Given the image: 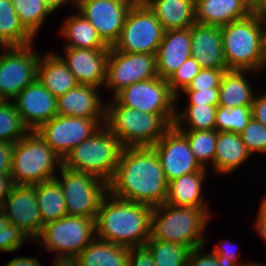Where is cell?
Segmentation results:
<instances>
[{
  "instance_id": "obj_5",
  "label": "cell",
  "mask_w": 266,
  "mask_h": 266,
  "mask_svg": "<svg viewBox=\"0 0 266 266\" xmlns=\"http://www.w3.org/2000/svg\"><path fill=\"white\" fill-rule=\"evenodd\" d=\"M220 29L228 70L266 71L264 26L254 12Z\"/></svg>"
},
{
  "instance_id": "obj_12",
  "label": "cell",
  "mask_w": 266,
  "mask_h": 266,
  "mask_svg": "<svg viewBox=\"0 0 266 266\" xmlns=\"http://www.w3.org/2000/svg\"><path fill=\"white\" fill-rule=\"evenodd\" d=\"M157 76L156 55L119 52L110 47L103 88L112 92L113 98L129 85Z\"/></svg>"
},
{
  "instance_id": "obj_21",
  "label": "cell",
  "mask_w": 266,
  "mask_h": 266,
  "mask_svg": "<svg viewBox=\"0 0 266 266\" xmlns=\"http://www.w3.org/2000/svg\"><path fill=\"white\" fill-rule=\"evenodd\" d=\"M191 57L201 68L227 69L220 26L201 23L191 26Z\"/></svg>"
},
{
  "instance_id": "obj_27",
  "label": "cell",
  "mask_w": 266,
  "mask_h": 266,
  "mask_svg": "<svg viewBox=\"0 0 266 266\" xmlns=\"http://www.w3.org/2000/svg\"><path fill=\"white\" fill-rule=\"evenodd\" d=\"M252 74L254 76L257 73L240 70L225 71L219 86L218 106L229 109L252 106L255 95L258 92V89L254 90L253 84L249 81L252 78Z\"/></svg>"
},
{
  "instance_id": "obj_22",
  "label": "cell",
  "mask_w": 266,
  "mask_h": 266,
  "mask_svg": "<svg viewBox=\"0 0 266 266\" xmlns=\"http://www.w3.org/2000/svg\"><path fill=\"white\" fill-rule=\"evenodd\" d=\"M191 57V27L164 31L156 62L160 78L169 79Z\"/></svg>"
},
{
  "instance_id": "obj_11",
  "label": "cell",
  "mask_w": 266,
  "mask_h": 266,
  "mask_svg": "<svg viewBox=\"0 0 266 266\" xmlns=\"http://www.w3.org/2000/svg\"><path fill=\"white\" fill-rule=\"evenodd\" d=\"M33 47L34 43L26 46L0 47V96L5 101H12L37 79V66L41 54Z\"/></svg>"
},
{
  "instance_id": "obj_18",
  "label": "cell",
  "mask_w": 266,
  "mask_h": 266,
  "mask_svg": "<svg viewBox=\"0 0 266 266\" xmlns=\"http://www.w3.org/2000/svg\"><path fill=\"white\" fill-rule=\"evenodd\" d=\"M110 49L63 47V53L54 52L72 72L78 84L103 88L106 80V62Z\"/></svg>"
},
{
  "instance_id": "obj_25",
  "label": "cell",
  "mask_w": 266,
  "mask_h": 266,
  "mask_svg": "<svg viewBox=\"0 0 266 266\" xmlns=\"http://www.w3.org/2000/svg\"><path fill=\"white\" fill-rule=\"evenodd\" d=\"M251 157L240 134L231 131L218 132L214 156L215 175L230 176L246 161L249 162Z\"/></svg>"
},
{
  "instance_id": "obj_44",
  "label": "cell",
  "mask_w": 266,
  "mask_h": 266,
  "mask_svg": "<svg viewBox=\"0 0 266 266\" xmlns=\"http://www.w3.org/2000/svg\"><path fill=\"white\" fill-rule=\"evenodd\" d=\"M182 95V96H181ZM186 97V105H214L219 104V87L209 88L208 90L182 91L176 96V103Z\"/></svg>"
},
{
  "instance_id": "obj_28",
  "label": "cell",
  "mask_w": 266,
  "mask_h": 266,
  "mask_svg": "<svg viewBox=\"0 0 266 266\" xmlns=\"http://www.w3.org/2000/svg\"><path fill=\"white\" fill-rule=\"evenodd\" d=\"M165 31L190 28L195 21V0H142Z\"/></svg>"
},
{
  "instance_id": "obj_10",
  "label": "cell",
  "mask_w": 266,
  "mask_h": 266,
  "mask_svg": "<svg viewBox=\"0 0 266 266\" xmlns=\"http://www.w3.org/2000/svg\"><path fill=\"white\" fill-rule=\"evenodd\" d=\"M58 173L55 179L65 197L67 215L96 218L101 201L108 193V184L94 175L64 166Z\"/></svg>"
},
{
  "instance_id": "obj_41",
  "label": "cell",
  "mask_w": 266,
  "mask_h": 266,
  "mask_svg": "<svg viewBox=\"0 0 266 266\" xmlns=\"http://www.w3.org/2000/svg\"><path fill=\"white\" fill-rule=\"evenodd\" d=\"M201 69L198 62L193 57H189L168 79L171 91L177 96L187 87Z\"/></svg>"
},
{
  "instance_id": "obj_26",
  "label": "cell",
  "mask_w": 266,
  "mask_h": 266,
  "mask_svg": "<svg viewBox=\"0 0 266 266\" xmlns=\"http://www.w3.org/2000/svg\"><path fill=\"white\" fill-rule=\"evenodd\" d=\"M37 79L56 98L78 85L75 76L53 50L41 54Z\"/></svg>"
},
{
  "instance_id": "obj_36",
  "label": "cell",
  "mask_w": 266,
  "mask_h": 266,
  "mask_svg": "<svg viewBox=\"0 0 266 266\" xmlns=\"http://www.w3.org/2000/svg\"><path fill=\"white\" fill-rule=\"evenodd\" d=\"M145 246L150 250L155 266H186L190 249L186 246L152 239Z\"/></svg>"
},
{
  "instance_id": "obj_55",
  "label": "cell",
  "mask_w": 266,
  "mask_h": 266,
  "mask_svg": "<svg viewBox=\"0 0 266 266\" xmlns=\"http://www.w3.org/2000/svg\"><path fill=\"white\" fill-rule=\"evenodd\" d=\"M263 26H264V58L266 61V25Z\"/></svg>"
},
{
  "instance_id": "obj_54",
  "label": "cell",
  "mask_w": 266,
  "mask_h": 266,
  "mask_svg": "<svg viewBox=\"0 0 266 266\" xmlns=\"http://www.w3.org/2000/svg\"><path fill=\"white\" fill-rule=\"evenodd\" d=\"M51 266H80L77 257H55Z\"/></svg>"
},
{
  "instance_id": "obj_13",
  "label": "cell",
  "mask_w": 266,
  "mask_h": 266,
  "mask_svg": "<svg viewBox=\"0 0 266 266\" xmlns=\"http://www.w3.org/2000/svg\"><path fill=\"white\" fill-rule=\"evenodd\" d=\"M102 125H105V119L57 114L36 131L63 160L74 147L89 139Z\"/></svg>"
},
{
  "instance_id": "obj_7",
  "label": "cell",
  "mask_w": 266,
  "mask_h": 266,
  "mask_svg": "<svg viewBox=\"0 0 266 266\" xmlns=\"http://www.w3.org/2000/svg\"><path fill=\"white\" fill-rule=\"evenodd\" d=\"M123 149V145L112 131L102 125L89 139L74 147L65 156L63 166L94 175L108 184L114 176Z\"/></svg>"
},
{
  "instance_id": "obj_8",
  "label": "cell",
  "mask_w": 266,
  "mask_h": 266,
  "mask_svg": "<svg viewBox=\"0 0 266 266\" xmlns=\"http://www.w3.org/2000/svg\"><path fill=\"white\" fill-rule=\"evenodd\" d=\"M95 238V218L67 215L44 224L32 243L54 251V257H77Z\"/></svg>"
},
{
  "instance_id": "obj_39",
  "label": "cell",
  "mask_w": 266,
  "mask_h": 266,
  "mask_svg": "<svg viewBox=\"0 0 266 266\" xmlns=\"http://www.w3.org/2000/svg\"><path fill=\"white\" fill-rule=\"evenodd\" d=\"M24 242L31 243L32 241L17 226L9 223L5 214L0 210V252L16 253Z\"/></svg>"
},
{
  "instance_id": "obj_15",
  "label": "cell",
  "mask_w": 266,
  "mask_h": 266,
  "mask_svg": "<svg viewBox=\"0 0 266 266\" xmlns=\"http://www.w3.org/2000/svg\"><path fill=\"white\" fill-rule=\"evenodd\" d=\"M137 0H77L75 9L109 46L118 40L128 11Z\"/></svg>"
},
{
  "instance_id": "obj_34",
  "label": "cell",
  "mask_w": 266,
  "mask_h": 266,
  "mask_svg": "<svg viewBox=\"0 0 266 266\" xmlns=\"http://www.w3.org/2000/svg\"><path fill=\"white\" fill-rule=\"evenodd\" d=\"M180 131L186 136L190 149L199 164L205 169L211 168L214 173V156L216 153L218 131L216 129Z\"/></svg>"
},
{
  "instance_id": "obj_1",
  "label": "cell",
  "mask_w": 266,
  "mask_h": 266,
  "mask_svg": "<svg viewBox=\"0 0 266 266\" xmlns=\"http://www.w3.org/2000/svg\"><path fill=\"white\" fill-rule=\"evenodd\" d=\"M167 186L153 147H126L108 183V192L116 198L154 208L165 202Z\"/></svg>"
},
{
  "instance_id": "obj_4",
  "label": "cell",
  "mask_w": 266,
  "mask_h": 266,
  "mask_svg": "<svg viewBox=\"0 0 266 266\" xmlns=\"http://www.w3.org/2000/svg\"><path fill=\"white\" fill-rule=\"evenodd\" d=\"M212 217L203 209L163 203L153 208L151 238L188 247L206 244V228Z\"/></svg>"
},
{
  "instance_id": "obj_3",
  "label": "cell",
  "mask_w": 266,
  "mask_h": 266,
  "mask_svg": "<svg viewBox=\"0 0 266 266\" xmlns=\"http://www.w3.org/2000/svg\"><path fill=\"white\" fill-rule=\"evenodd\" d=\"M176 113H147L106 101L105 125L126 147H152L174 124Z\"/></svg>"
},
{
  "instance_id": "obj_42",
  "label": "cell",
  "mask_w": 266,
  "mask_h": 266,
  "mask_svg": "<svg viewBox=\"0 0 266 266\" xmlns=\"http://www.w3.org/2000/svg\"><path fill=\"white\" fill-rule=\"evenodd\" d=\"M227 70L202 68L183 91L208 90L219 87L222 76Z\"/></svg>"
},
{
  "instance_id": "obj_57",
  "label": "cell",
  "mask_w": 266,
  "mask_h": 266,
  "mask_svg": "<svg viewBox=\"0 0 266 266\" xmlns=\"http://www.w3.org/2000/svg\"><path fill=\"white\" fill-rule=\"evenodd\" d=\"M253 6L257 3V0H248Z\"/></svg>"
},
{
  "instance_id": "obj_48",
  "label": "cell",
  "mask_w": 266,
  "mask_h": 266,
  "mask_svg": "<svg viewBox=\"0 0 266 266\" xmlns=\"http://www.w3.org/2000/svg\"><path fill=\"white\" fill-rule=\"evenodd\" d=\"M252 117L266 126V91L255 95L252 103Z\"/></svg>"
},
{
  "instance_id": "obj_20",
  "label": "cell",
  "mask_w": 266,
  "mask_h": 266,
  "mask_svg": "<svg viewBox=\"0 0 266 266\" xmlns=\"http://www.w3.org/2000/svg\"><path fill=\"white\" fill-rule=\"evenodd\" d=\"M101 89L91 85L78 84L68 90L57 98L58 115L105 119L106 101L101 97Z\"/></svg>"
},
{
  "instance_id": "obj_46",
  "label": "cell",
  "mask_w": 266,
  "mask_h": 266,
  "mask_svg": "<svg viewBox=\"0 0 266 266\" xmlns=\"http://www.w3.org/2000/svg\"><path fill=\"white\" fill-rule=\"evenodd\" d=\"M128 266H155L150 250L145 245L129 248Z\"/></svg>"
},
{
  "instance_id": "obj_33",
  "label": "cell",
  "mask_w": 266,
  "mask_h": 266,
  "mask_svg": "<svg viewBox=\"0 0 266 266\" xmlns=\"http://www.w3.org/2000/svg\"><path fill=\"white\" fill-rule=\"evenodd\" d=\"M180 107L179 103H176V115L173 125L178 130H215L218 106L206 104L185 105L184 107L180 105Z\"/></svg>"
},
{
  "instance_id": "obj_58",
  "label": "cell",
  "mask_w": 266,
  "mask_h": 266,
  "mask_svg": "<svg viewBox=\"0 0 266 266\" xmlns=\"http://www.w3.org/2000/svg\"><path fill=\"white\" fill-rule=\"evenodd\" d=\"M5 102V99L3 97L0 96V105Z\"/></svg>"
},
{
  "instance_id": "obj_47",
  "label": "cell",
  "mask_w": 266,
  "mask_h": 266,
  "mask_svg": "<svg viewBox=\"0 0 266 266\" xmlns=\"http://www.w3.org/2000/svg\"><path fill=\"white\" fill-rule=\"evenodd\" d=\"M14 143L0 141V174H10Z\"/></svg>"
},
{
  "instance_id": "obj_37",
  "label": "cell",
  "mask_w": 266,
  "mask_h": 266,
  "mask_svg": "<svg viewBox=\"0 0 266 266\" xmlns=\"http://www.w3.org/2000/svg\"><path fill=\"white\" fill-rule=\"evenodd\" d=\"M29 131L13 102H3L0 105V141L15 143Z\"/></svg>"
},
{
  "instance_id": "obj_51",
  "label": "cell",
  "mask_w": 266,
  "mask_h": 266,
  "mask_svg": "<svg viewBox=\"0 0 266 266\" xmlns=\"http://www.w3.org/2000/svg\"><path fill=\"white\" fill-rule=\"evenodd\" d=\"M14 181L10 174H0V207L14 187Z\"/></svg>"
},
{
  "instance_id": "obj_38",
  "label": "cell",
  "mask_w": 266,
  "mask_h": 266,
  "mask_svg": "<svg viewBox=\"0 0 266 266\" xmlns=\"http://www.w3.org/2000/svg\"><path fill=\"white\" fill-rule=\"evenodd\" d=\"M252 118V106L223 108L216 111L215 129L218 132L231 131L240 134Z\"/></svg>"
},
{
  "instance_id": "obj_24",
  "label": "cell",
  "mask_w": 266,
  "mask_h": 266,
  "mask_svg": "<svg viewBox=\"0 0 266 266\" xmlns=\"http://www.w3.org/2000/svg\"><path fill=\"white\" fill-rule=\"evenodd\" d=\"M253 13L248 0H195V21L205 25H227Z\"/></svg>"
},
{
  "instance_id": "obj_9",
  "label": "cell",
  "mask_w": 266,
  "mask_h": 266,
  "mask_svg": "<svg viewBox=\"0 0 266 266\" xmlns=\"http://www.w3.org/2000/svg\"><path fill=\"white\" fill-rule=\"evenodd\" d=\"M164 31L149 7L137 0L128 11L124 27L112 48L119 52L156 55Z\"/></svg>"
},
{
  "instance_id": "obj_16",
  "label": "cell",
  "mask_w": 266,
  "mask_h": 266,
  "mask_svg": "<svg viewBox=\"0 0 266 266\" xmlns=\"http://www.w3.org/2000/svg\"><path fill=\"white\" fill-rule=\"evenodd\" d=\"M152 147L168 182L185 174L208 170L199 164L186 136L174 125Z\"/></svg>"
},
{
  "instance_id": "obj_35",
  "label": "cell",
  "mask_w": 266,
  "mask_h": 266,
  "mask_svg": "<svg viewBox=\"0 0 266 266\" xmlns=\"http://www.w3.org/2000/svg\"><path fill=\"white\" fill-rule=\"evenodd\" d=\"M16 14L24 27L36 38L48 15H52L51 9L44 0H11Z\"/></svg>"
},
{
  "instance_id": "obj_19",
  "label": "cell",
  "mask_w": 266,
  "mask_h": 266,
  "mask_svg": "<svg viewBox=\"0 0 266 266\" xmlns=\"http://www.w3.org/2000/svg\"><path fill=\"white\" fill-rule=\"evenodd\" d=\"M12 102L30 131L37 130L58 114L57 98L38 79L25 87Z\"/></svg>"
},
{
  "instance_id": "obj_17",
  "label": "cell",
  "mask_w": 266,
  "mask_h": 266,
  "mask_svg": "<svg viewBox=\"0 0 266 266\" xmlns=\"http://www.w3.org/2000/svg\"><path fill=\"white\" fill-rule=\"evenodd\" d=\"M0 210L33 242L43 228L35 185L15 184Z\"/></svg>"
},
{
  "instance_id": "obj_29",
  "label": "cell",
  "mask_w": 266,
  "mask_h": 266,
  "mask_svg": "<svg viewBox=\"0 0 266 266\" xmlns=\"http://www.w3.org/2000/svg\"><path fill=\"white\" fill-rule=\"evenodd\" d=\"M74 13L64 17L58 33L65 39L64 47L84 49H110L102 40L94 26L74 9Z\"/></svg>"
},
{
  "instance_id": "obj_56",
  "label": "cell",
  "mask_w": 266,
  "mask_h": 266,
  "mask_svg": "<svg viewBox=\"0 0 266 266\" xmlns=\"http://www.w3.org/2000/svg\"><path fill=\"white\" fill-rule=\"evenodd\" d=\"M254 266H266V263L264 262H257V264H255Z\"/></svg>"
},
{
  "instance_id": "obj_2",
  "label": "cell",
  "mask_w": 266,
  "mask_h": 266,
  "mask_svg": "<svg viewBox=\"0 0 266 266\" xmlns=\"http://www.w3.org/2000/svg\"><path fill=\"white\" fill-rule=\"evenodd\" d=\"M153 207L114 197H103L95 218L96 237L114 244L144 246L151 237Z\"/></svg>"
},
{
  "instance_id": "obj_31",
  "label": "cell",
  "mask_w": 266,
  "mask_h": 266,
  "mask_svg": "<svg viewBox=\"0 0 266 266\" xmlns=\"http://www.w3.org/2000/svg\"><path fill=\"white\" fill-rule=\"evenodd\" d=\"M36 38L24 27L11 0H0V47L26 46Z\"/></svg>"
},
{
  "instance_id": "obj_40",
  "label": "cell",
  "mask_w": 266,
  "mask_h": 266,
  "mask_svg": "<svg viewBox=\"0 0 266 266\" xmlns=\"http://www.w3.org/2000/svg\"><path fill=\"white\" fill-rule=\"evenodd\" d=\"M240 135L252 156L256 153L266 154V126L252 117Z\"/></svg>"
},
{
  "instance_id": "obj_53",
  "label": "cell",
  "mask_w": 266,
  "mask_h": 266,
  "mask_svg": "<svg viewBox=\"0 0 266 266\" xmlns=\"http://www.w3.org/2000/svg\"><path fill=\"white\" fill-rule=\"evenodd\" d=\"M253 12L263 25H266V0H259L253 6Z\"/></svg>"
},
{
  "instance_id": "obj_45",
  "label": "cell",
  "mask_w": 266,
  "mask_h": 266,
  "mask_svg": "<svg viewBox=\"0 0 266 266\" xmlns=\"http://www.w3.org/2000/svg\"><path fill=\"white\" fill-rule=\"evenodd\" d=\"M206 244L190 250L186 266H226L223 261L212 251H205ZM204 250V251H203Z\"/></svg>"
},
{
  "instance_id": "obj_43",
  "label": "cell",
  "mask_w": 266,
  "mask_h": 266,
  "mask_svg": "<svg viewBox=\"0 0 266 266\" xmlns=\"http://www.w3.org/2000/svg\"><path fill=\"white\" fill-rule=\"evenodd\" d=\"M235 244L223 239L218 244H215L213 252L223 261L226 266H254L257 261H242L236 251ZM235 248V249H234ZM238 249V248H237ZM240 259V260H239Z\"/></svg>"
},
{
  "instance_id": "obj_30",
  "label": "cell",
  "mask_w": 266,
  "mask_h": 266,
  "mask_svg": "<svg viewBox=\"0 0 266 266\" xmlns=\"http://www.w3.org/2000/svg\"><path fill=\"white\" fill-rule=\"evenodd\" d=\"M129 247L95 238L77 256L80 266H128Z\"/></svg>"
},
{
  "instance_id": "obj_6",
  "label": "cell",
  "mask_w": 266,
  "mask_h": 266,
  "mask_svg": "<svg viewBox=\"0 0 266 266\" xmlns=\"http://www.w3.org/2000/svg\"><path fill=\"white\" fill-rule=\"evenodd\" d=\"M62 166V158L36 130L14 143L10 172L14 184H40L55 178Z\"/></svg>"
},
{
  "instance_id": "obj_14",
  "label": "cell",
  "mask_w": 266,
  "mask_h": 266,
  "mask_svg": "<svg viewBox=\"0 0 266 266\" xmlns=\"http://www.w3.org/2000/svg\"><path fill=\"white\" fill-rule=\"evenodd\" d=\"M120 105L147 113H176V95L167 79L159 76L139 81L113 97Z\"/></svg>"
},
{
  "instance_id": "obj_52",
  "label": "cell",
  "mask_w": 266,
  "mask_h": 266,
  "mask_svg": "<svg viewBox=\"0 0 266 266\" xmlns=\"http://www.w3.org/2000/svg\"><path fill=\"white\" fill-rule=\"evenodd\" d=\"M46 5L51 9V11L56 13L60 8L62 9V5L67 6L69 5V8L72 6V8H75V1L74 0H44Z\"/></svg>"
},
{
  "instance_id": "obj_50",
  "label": "cell",
  "mask_w": 266,
  "mask_h": 266,
  "mask_svg": "<svg viewBox=\"0 0 266 266\" xmlns=\"http://www.w3.org/2000/svg\"><path fill=\"white\" fill-rule=\"evenodd\" d=\"M42 250L38 253V258L35 256H17L6 262L5 266H43L39 261V255Z\"/></svg>"
},
{
  "instance_id": "obj_23",
  "label": "cell",
  "mask_w": 266,
  "mask_h": 266,
  "mask_svg": "<svg viewBox=\"0 0 266 266\" xmlns=\"http://www.w3.org/2000/svg\"><path fill=\"white\" fill-rule=\"evenodd\" d=\"M210 170H200L199 172L185 174L168 182L167 197L165 203L174 206L195 207L205 210L211 217L212 211L203 196V188L206 184ZM205 183V184H204ZM205 197V198H204Z\"/></svg>"
},
{
  "instance_id": "obj_49",
  "label": "cell",
  "mask_w": 266,
  "mask_h": 266,
  "mask_svg": "<svg viewBox=\"0 0 266 266\" xmlns=\"http://www.w3.org/2000/svg\"><path fill=\"white\" fill-rule=\"evenodd\" d=\"M257 210V218L254 219L253 228L266 245V195L260 201V205Z\"/></svg>"
},
{
  "instance_id": "obj_32",
  "label": "cell",
  "mask_w": 266,
  "mask_h": 266,
  "mask_svg": "<svg viewBox=\"0 0 266 266\" xmlns=\"http://www.w3.org/2000/svg\"><path fill=\"white\" fill-rule=\"evenodd\" d=\"M42 224L67 216L65 197L59 182L53 178L35 185Z\"/></svg>"
}]
</instances>
